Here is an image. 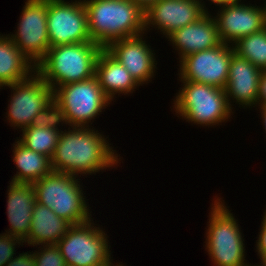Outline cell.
<instances>
[{"instance_id": "6da1fadb", "label": "cell", "mask_w": 266, "mask_h": 266, "mask_svg": "<svg viewBox=\"0 0 266 266\" xmlns=\"http://www.w3.org/2000/svg\"><path fill=\"white\" fill-rule=\"evenodd\" d=\"M62 131L51 158L52 170L74 176L96 174L118 164L117 153L104 135L89 127ZM104 136V137H103Z\"/></svg>"}, {"instance_id": "7a4b0ae2", "label": "cell", "mask_w": 266, "mask_h": 266, "mask_svg": "<svg viewBox=\"0 0 266 266\" xmlns=\"http://www.w3.org/2000/svg\"><path fill=\"white\" fill-rule=\"evenodd\" d=\"M91 40L105 49L115 40L144 34L145 11L130 0H83Z\"/></svg>"}, {"instance_id": "3957f363", "label": "cell", "mask_w": 266, "mask_h": 266, "mask_svg": "<svg viewBox=\"0 0 266 266\" xmlns=\"http://www.w3.org/2000/svg\"><path fill=\"white\" fill-rule=\"evenodd\" d=\"M102 47L95 42L65 44L50 47L35 65V72L53 91L72 82L95 76V64Z\"/></svg>"}, {"instance_id": "277c9868", "label": "cell", "mask_w": 266, "mask_h": 266, "mask_svg": "<svg viewBox=\"0 0 266 266\" xmlns=\"http://www.w3.org/2000/svg\"><path fill=\"white\" fill-rule=\"evenodd\" d=\"M77 176L52 171L33 182L36 202L53 210L71 225L91 220Z\"/></svg>"}, {"instance_id": "5b68a950", "label": "cell", "mask_w": 266, "mask_h": 266, "mask_svg": "<svg viewBox=\"0 0 266 266\" xmlns=\"http://www.w3.org/2000/svg\"><path fill=\"white\" fill-rule=\"evenodd\" d=\"M174 108L177 115L201 126H214L227 120L232 112L224 89L204 83L180 80Z\"/></svg>"}, {"instance_id": "8992f818", "label": "cell", "mask_w": 266, "mask_h": 266, "mask_svg": "<svg viewBox=\"0 0 266 266\" xmlns=\"http://www.w3.org/2000/svg\"><path fill=\"white\" fill-rule=\"evenodd\" d=\"M227 208L221 198L212 203L205 249L216 266H250L244 262L245 246L241 230Z\"/></svg>"}, {"instance_id": "52a82bcc", "label": "cell", "mask_w": 266, "mask_h": 266, "mask_svg": "<svg viewBox=\"0 0 266 266\" xmlns=\"http://www.w3.org/2000/svg\"><path fill=\"white\" fill-rule=\"evenodd\" d=\"M106 236L101 228L94 227L89 220L71 225L56 245L67 266H115L110 259L111 251Z\"/></svg>"}, {"instance_id": "ba28073f", "label": "cell", "mask_w": 266, "mask_h": 266, "mask_svg": "<svg viewBox=\"0 0 266 266\" xmlns=\"http://www.w3.org/2000/svg\"><path fill=\"white\" fill-rule=\"evenodd\" d=\"M54 99L64 110L67 124L72 127H89L91 120L110 104L96 76L57 87Z\"/></svg>"}, {"instance_id": "9c48e42d", "label": "cell", "mask_w": 266, "mask_h": 266, "mask_svg": "<svg viewBox=\"0 0 266 266\" xmlns=\"http://www.w3.org/2000/svg\"><path fill=\"white\" fill-rule=\"evenodd\" d=\"M47 31L50 47L93 42L83 1L47 0Z\"/></svg>"}, {"instance_id": "30bf717a", "label": "cell", "mask_w": 266, "mask_h": 266, "mask_svg": "<svg viewBox=\"0 0 266 266\" xmlns=\"http://www.w3.org/2000/svg\"><path fill=\"white\" fill-rule=\"evenodd\" d=\"M232 46V47H231ZM221 43L219 46L195 52L180 61V80L204 83L224 89L228 81L233 45Z\"/></svg>"}, {"instance_id": "8fae6325", "label": "cell", "mask_w": 266, "mask_h": 266, "mask_svg": "<svg viewBox=\"0 0 266 266\" xmlns=\"http://www.w3.org/2000/svg\"><path fill=\"white\" fill-rule=\"evenodd\" d=\"M15 34H8L20 51L36 65L48 52L47 0H27Z\"/></svg>"}, {"instance_id": "7c38bea8", "label": "cell", "mask_w": 266, "mask_h": 266, "mask_svg": "<svg viewBox=\"0 0 266 266\" xmlns=\"http://www.w3.org/2000/svg\"><path fill=\"white\" fill-rule=\"evenodd\" d=\"M7 87L13 90L7 120L13 127L24 129L32 125L35 116L53 98V89L36 72L29 78Z\"/></svg>"}, {"instance_id": "4fadbf2b", "label": "cell", "mask_w": 266, "mask_h": 266, "mask_svg": "<svg viewBox=\"0 0 266 266\" xmlns=\"http://www.w3.org/2000/svg\"><path fill=\"white\" fill-rule=\"evenodd\" d=\"M201 2V0L156 1L145 11V31L153 25L167 38L175 30L198 21L208 12L205 4Z\"/></svg>"}, {"instance_id": "5bb4252c", "label": "cell", "mask_w": 266, "mask_h": 266, "mask_svg": "<svg viewBox=\"0 0 266 266\" xmlns=\"http://www.w3.org/2000/svg\"><path fill=\"white\" fill-rule=\"evenodd\" d=\"M216 15L218 34L222 43L230 45L266 27L264 7L228 3ZM220 13V14H219Z\"/></svg>"}, {"instance_id": "9a60e30c", "label": "cell", "mask_w": 266, "mask_h": 266, "mask_svg": "<svg viewBox=\"0 0 266 266\" xmlns=\"http://www.w3.org/2000/svg\"><path fill=\"white\" fill-rule=\"evenodd\" d=\"M143 34L115 40L105 50L122 64L140 86L153 78L156 59L150 45L143 41Z\"/></svg>"}, {"instance_id": "2e32d148", "label": "cell", "mask_w": 266, "mask_h": 266, "mask_svg": "<svg viewBox=\"0 0 266 266\" xmlns=\"http://www.w3.org/2000/svg\"><path fill=\"white\" fill-rule=\"evenodd\" d=\"M261 73L262 70L258 69L246 58L233 52L230 60L228 81L224 88L231 109V99H235L236 103L238 102L243 107L249 106L250 108V106L257 104Z\"/></svg>"}, {"instance_id": "e0dca14e", "label": "cell", "mask_w": 266, "mask_h": 266, "mask_svg": "<svg viewBox=\"0 0 266 266\" xmlns=\"http://www.w3.org/2000/svg\"><path fill=\"white\" fill-rule=\"evenodd\" d=\"M167 38L179 51L180 60L189 54L209 50L222 43L216 20L208 12L198 21L175 30Z\"/></svg>"}, {"instance_id": "ac0fdd59", "label": "cell", "mask_w": 266, "mask_h": 266, "mask_svg": "<svg viewBox=\"0 0 266 266\" xmlns=\"http://www.w3.org/2000/svg\"><path fill=\"white\" fill-rule=\"evenodd\" d=\"M9 184L7 216L11 225L6 233L24 242L31 229L32 211L36 203L35 191L32 183Z\"/></svg>"}, {"instance_id": "d6986e66", "label": "cell", "mask_w": 266, "mask_h": 266, "mask_svg": "<svg viewBox=\"0 0 266 266\" xmlns=\"http://www.w3.org/2000/svg\"><path fill=\"white\" fill-rule=\"evenodd\" d=\"M95 76L105 96L113 101L115 94L133 93L139 85L129 71L105 49L99 53L95 64Z\"/></svg>"}, {"instance_id": "ffe728a7", "label": "cell", "mask_w": 266, "mask_h": 266, "mask_svg": "<svg viewBox=\"0 0 266 266\" xmlns=\"http://www.w3.org/2000/svg\"><path fill=\"white\" fill-rule=\"evenodd\" d=\"M31 220V229L24 241L29 246L57 244L71 226L53 210L37 202L33 207Z\"/></svg>"}, {"instance_id": "44dd1931", "label": "cell", "mask_w": 266, "mask_h": 266, "mask_svg": "<svg viewBox=\"0 0 266 266\" xmlns=\"http://www.w3.org/2000/svg\"><path fill=\"white\" fill-rule=\"evenodd\" d=\"M34 72V63L20 51L9 35L0 34V88L21 82Z\"/></svg>"}, {"instance_id": "7402d4cb", "label": "cell", "mask_w": 266, "mask_h": 266, "mask_svg": "<svg viewBox=\"0 0 266 266\" xmlns=\"http://www.w3.org/2000/svg\"><path fill=\"white\" fill-rule=\"evenodd\" d=\"M15 143V146H13V162L16 164L18 171L11 182L33 183L53 171L49 157L29 150L19 139Z\"/></svg>"}, {"instance_id": "603a6c76", "label": "cell", "mask_w": 266, "mask_h": 266, "mask_svg": "<svg viewBox=\"0 0 266 266\" xmlns=\"http://www.w3.org/2000/svg\"><path fill=\"white\" fill-rule=\"evenodd\" d=\"M61 132L62 130L31 125L22 129V137L19 138V141L29 150L43 154L51 159Z\"/></svg>"}, {"instance_id": "cb8c5ba5", "label": "cell", "mask_w": 266, "mask_h": 266, "mask_svg": "<svg viewBox=\"0 0 266 266\" xmlns=\"http://www.w3.org/2000/svg\"><path fill=\"white\" fill-rule=\"evenodd\" d=\"M234 52L246 58L260 70H266V27L233 44Z\"/></svg>"}, {"instance_id": "d4e9b609", "label": "cell", "mask_w": 266, "mask_h": 266, "mask_svg": "<svg viewBox=\"0 0 266 266\" xmlns=\"http://www.w3.org/2000/svg\"><path fill=\"white\" fill-rule=\"evenodd\" d=\"M60 122L67 125L64 110L53 97L51 101L35 116L32 126H43L59 130L57 126L60 124Z\"/></svg>"}, {"instance_id": "484cf974", "label": "cell", "mask_w": 266, "mask_h": 266, "mask_svg": "<svg viewBox=\"0 0 266 266\" xmlns=\"http://www.w3.org/2000/svg\"><path fill=\"white\" fill-rule=\"evenodd\" d=\"M41 251L33 252L35 266H67L59 247L56 244L42 245ZM44 248V249H43Z\"/></svg>"}, {"instance_id": "4316f807", "label": "cell", "mask_w": 266, "mask_h": 266, "mask_svg": "<svg viewBox=\"0 0 266 266\" xmlns=\"http://www.w3.org/2000/svg\"><path fill=\"white\" fill-rule=\"evenodd\" d=\"M23 245V241L7 233L0 234V266H5L14 256L15 245Z\"/></svg>"}, {"instance_id": "83f0119b", "label": "cell", "mask_w": 266, "mask_h": 266, "mask_svg": "<svg viewBox=\"0 0 266 266\" xmlns=\"http://www.w3.org/2000/svg\"><path fill=\"white\" fill-rule=\"evenodd\" d=\"M260 234L257 243H256V251L259 254V258L261 263L259 266H266V221L263 219L261 222ZM262 264V265H261Z\"/></svg>"}, {"instance_id": "f1b7e54d", "label": "cell", "mask_w": 266, "mask_h": 266, "mask_svg": "<svg viewBox=\"0 0 266 266\" xmlns=\"http://www.w3.org/2000/svg\"><path fill=\"white\" fill-rule=\"evenodd\" d=\"M5 266H35L34 253H21L19 256L12 258Z\"/></svg>"}, {"instance_id": "f546056e", "label": "cell", "mask_w": 266, "mask_h": 266, "mask_svg": "<svg viewBox=\"0 0 266 266\" xmlns=\"http://www.w3.org/2000/svg\"><path fill=\"white\" fill-rule=\"evenodd\" d=\"M258 106H266V70H263L259 79Z\"/></svg>"}, {"instance_id": "4dcf8cb0", "label": "cell", "mask_w": 266, "mask_h": 266, "mask_svg": "<svg viewBox=\"0 0 266 266\" xmlns=\"http://www.w3.org/2000/svg\"><path fill=\"white\" fill-rule=\"evenodd\" d=\"M133 3L138 4L144 11H146L153 3L158 0H130Z\"/></svg>"}, {"instance_id": "1f68e13d", "label": "cell", "mask_w": 266, "mask_h": 266, "mask_svg": "<svg viewBox=\"0 0 266 266\" xmlns=\"http://www.w3.org/2000/svg\"><path fill=\"white\" fill-rule=\"evenodd\" d=\"M239 1H241V0H211V2H213L214 4L219 5V6L225 5V4H228V3L239 2Z\"/></svg>"}, {"instance_id": "d6a6232c", "label": "cell", "mask_w": 266, "mask_h": 266, "mask_svg": "<svg viewBox=\"0 0 266 266\" xmlns=\"http://www.w3.org/2000/svg\"><path fill=\"white\" fill-rule=\"evenodd\" d=\"M261 118L263 119L264 129L266 131V106H260Z\"/></svg>"}, {"instance_id": "836d02e7", "label": "cell", "mask_w": 266, "mask_h": 266, "mask_svg": "<svg viewBox=\"0 0 266 266\" xmlns=\"http://www.w3.org/2000/svg\"><path fill=\"white\" fill-rule=\"evenodd\" d=\"M266 3V2H265ZM264 10H265V23H266V4H264Z\"/></svg>"}, {"instance_id": "e575fe53", "label": "cell", "mask_w": 266, "mask_h": 266, "mask_svg": "<svg viewBox=\"0 0 266 266\" xmlns=\"http://www.w3.org/2000/svg\"><path fill=\"white\" fill-rule=\"evenodd\" d=\"M263 219L266 221V210H265V213H264Z\"/></svg>"}]
</instances>
